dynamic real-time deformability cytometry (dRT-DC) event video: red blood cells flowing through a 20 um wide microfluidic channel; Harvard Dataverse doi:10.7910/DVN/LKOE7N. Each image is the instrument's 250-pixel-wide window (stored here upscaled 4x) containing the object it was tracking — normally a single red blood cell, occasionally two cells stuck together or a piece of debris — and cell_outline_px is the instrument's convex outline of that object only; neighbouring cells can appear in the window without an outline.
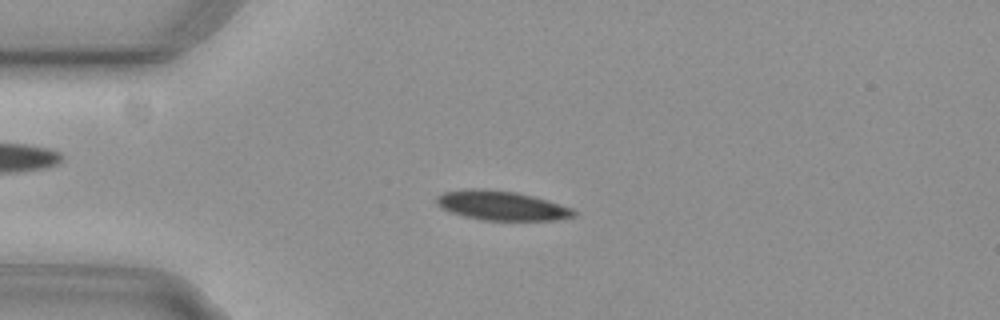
{"species": "common noctule bat (a hibernating species)", "species_latin": "Nyctalus noctula", "temperature_condition": "cold", "stored_images_in_passage": 4, "camera_frame_rate_fps": 3000, "um_per_image_px": 0.085, "animal": {"sex": "female", "body_mass_g": 29.2, "forearm_length_mm": 56.3}, "frame": {"image": 1, "passage_image": 3, "time_ms": 0.667, "image_size_px": [1000, 320], "cell_outline_px": [[576, 216], [556, 220], [480, 220], [464, 216], [440, 208], [436, 204], [436, 196], [444, 192], [464, 188], [484, 188], [516, 192], [548, 200], [572, 208], [576, 212]], "centroid_in_image_um": [42.6, 17.46], "position_along_channel_um": 42.4, "area_um2": 23.7}}